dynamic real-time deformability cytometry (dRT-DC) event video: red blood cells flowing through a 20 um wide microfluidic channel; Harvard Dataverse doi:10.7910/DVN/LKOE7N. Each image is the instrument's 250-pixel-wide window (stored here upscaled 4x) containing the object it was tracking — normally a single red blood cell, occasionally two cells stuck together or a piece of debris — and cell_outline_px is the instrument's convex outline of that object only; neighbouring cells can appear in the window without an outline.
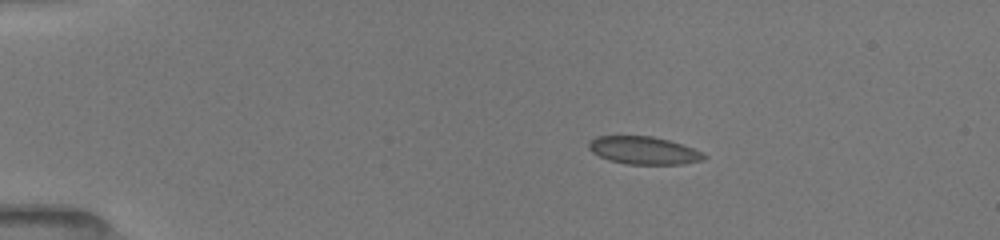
{"species": "common noctule bat (a hibernating species)", "species_latin": "Nyctalus noctula", "temperature_condition": "room temperature", "stored_images_in_passage": 30, "camera_frame_rate_fps": 3000, "um_per_image_px": 0.085, "animal": {"sex": "female", "body_mass_g": 19.5, "forearm_length_mm": 54.1}, "frame": {"image": 1, "passage_image": 1, "time_ms": 0.0, "image_size_px": [1000, 240], "cell_outline_px": [[708, 156], [700, 160], [684, 164], [628, 164], [608, 160], [592, 152], [588, 148], [588, 144], [596, 136], [652, 136], [668, 140], [692, 148]], "centroid_in_image_um": [54.68, 12.79], "position_along_channel_um": 30.3, "area_um2": 18.38}}
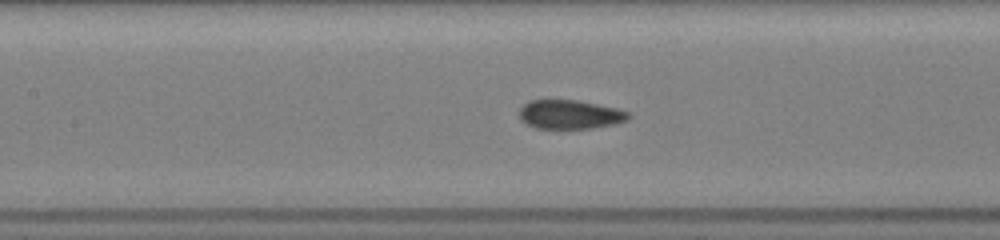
{"frame": {"image": 2, "passage_image": 13, "time_ms": 5.0, "image_size_px": [1000, 240], "cell_outline_px": [[632, 116], [628, 120], [616, 124], [592, 128], [536, 128], [520, 120], [520, 108], [528, 100], [576, 100], [616, 108], [628, 112]], "centroid_in_image_um": [48.46, 9.73], "position_along_channel_um": 158.9, "area_um2": 18.38}}
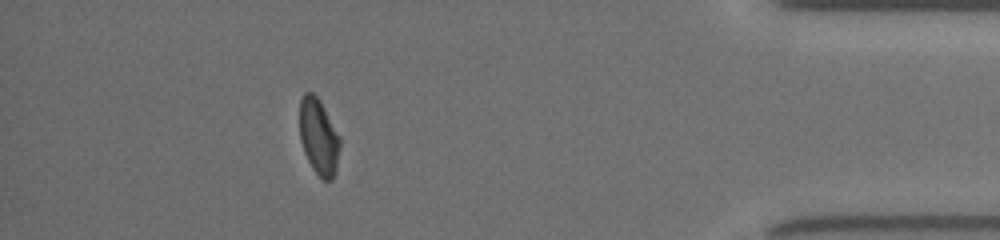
{"frame": {"image": 3, "passage_image": 26, "time_ms": 12.333, "image_size_px": [1000, 240], "cell_outline_px": [[340, 148], [336, 172], [332, 180], [324, 180], [312, 168], [304, 152], [300, 140], [300, 100], [304, 92], [312, 92], [320, 100], [340, 136]], "centroid_in_image_um": [27.1, 11.62], "position_along_channel_um": 408.1, "area_um2": 17.98}, "authors_computed_cell_mechanics": {"area_um2": 18.8717, "velocity_mm_per_s": 3.9903, "shape_relaxation_time_tau1_ms": 11.226, "shape_relaxation_time_tau2_ms": 1.2753, "deformation_change_tau1": 0.1923, "deformation_change_tau2": 0.0622}}